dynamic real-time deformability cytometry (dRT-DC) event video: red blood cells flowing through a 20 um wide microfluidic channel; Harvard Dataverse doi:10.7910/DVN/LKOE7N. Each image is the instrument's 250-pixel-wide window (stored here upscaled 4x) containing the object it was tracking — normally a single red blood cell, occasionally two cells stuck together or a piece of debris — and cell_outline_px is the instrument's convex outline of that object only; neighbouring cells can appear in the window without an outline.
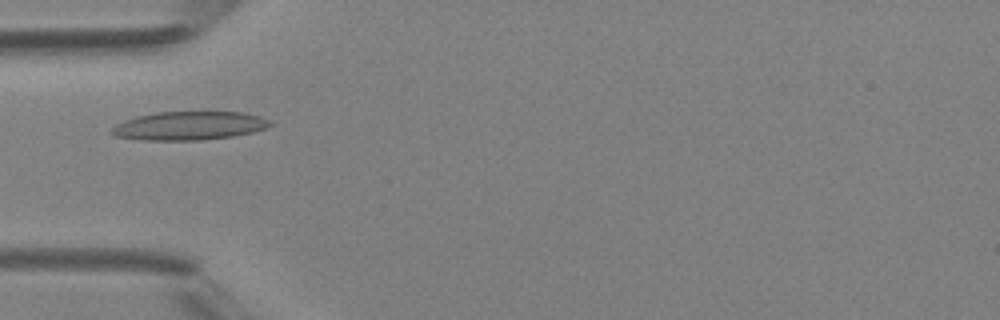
{"species": "Egyptian fruit bat (a non-hibernating species)", "species_latin": "Rousettus aegyptiacus", "temperature_condition": "room temperature", "stored_images_in_passage": 6, "camera_frame_rate_fps": 3000, "um_per_image_px": 0.085, "animal": {"sex": "female"}, "frame": {"image": 1, "passage_image": 4, "time_ms": 4.333, "image_size_px": [1000, 320], "cell_outline_px": [[272, 124], [264, 128], [252, 132], [232, 136], [200, 140], [140, 140], [116, 136], [108, 132], [116, 124], [124, 120], [136, 116], [156, 112], [240, 112], [260, 116], [268, 120]], "centroid_in_image_um": [16.01, 10.69], "position_along_channel_um": 69.0, "area_um2": 26.24}}
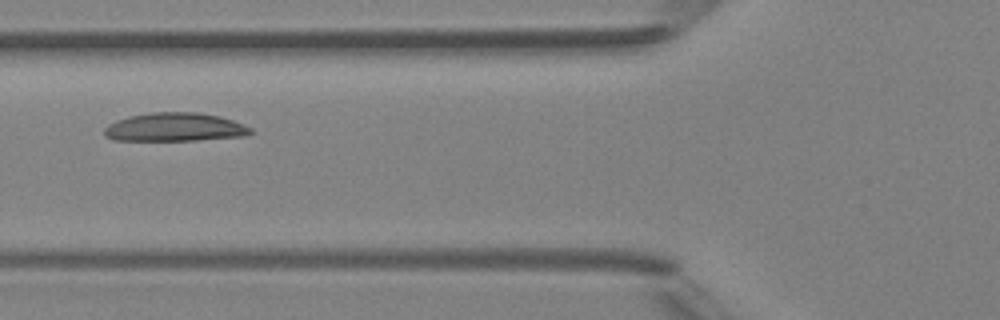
{"frame": {"image": 2, "passage_image": 5, "time_ms": 5.333, "image_size_px": [1000, 320], "cell_outline_px": [[252, 132], [248, 136], [196, 140], [112, 140], [104, 136], [104, 128], [108, 124], [116, 120], [128, 116], [152, 112], [196, 112], [220, 116], [244, 124], [252, 128]], "centroid_in_image_um": [14.86, 10.81], "position_along_channel_um": 110.9, "area_um2": 24.51}}
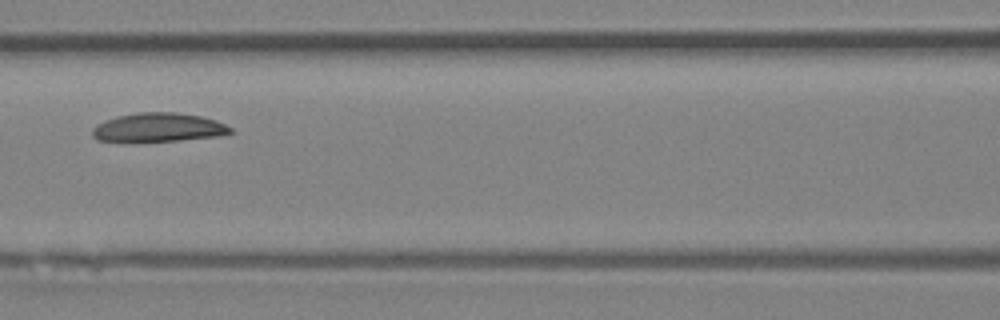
{"frame": {"image": 3, "passage_image": 6, "time_ms": 6.333, "image_size_px": [1000, 320], "cell_outline_px": [[232, 132], [220, 136], [176, 140], [96, 140], [92, 136], [92, 128], [96, 124], [104, 120], [116, 116], [140, 112], [176, 112], [200, 116], [216, 120], [232, 128]], "centroid_in_image_um": [13.46, 10.81], "position_along_channel_um": 153.1, "area_um2": 22.83}}